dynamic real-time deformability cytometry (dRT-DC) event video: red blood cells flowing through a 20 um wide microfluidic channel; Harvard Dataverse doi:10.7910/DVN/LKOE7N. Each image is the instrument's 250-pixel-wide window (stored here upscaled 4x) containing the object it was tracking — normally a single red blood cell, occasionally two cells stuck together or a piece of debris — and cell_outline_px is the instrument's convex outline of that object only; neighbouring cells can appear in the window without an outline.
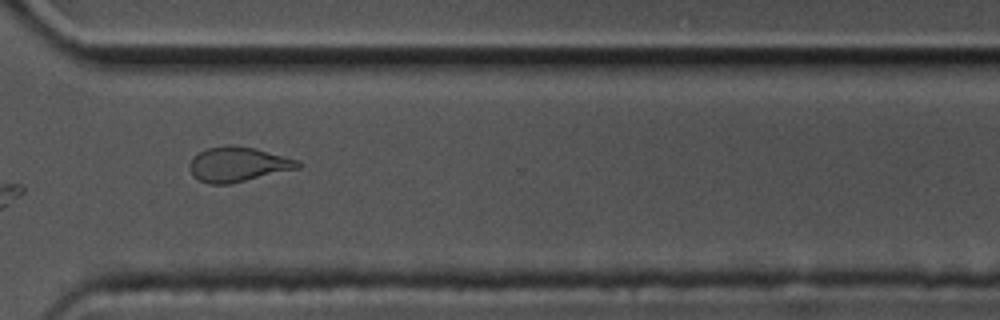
{"species": "common noctule bat (a hibernating species)", "species_latin": "Nyctalus noctula", "temperature_condition": "cold", "stored_images_in_passage": 34, "camera_frame_rate_fps": 3000, "um_per_image_px": 0.085, "animal": {"sex": "male", "body_mass_g": 17.5, "forearm_length_mm": 52.3}, "frame": {"image": 1, "passage_image": 25, "time_ms": 8.0, "image_size_px": [1000, 320], "cell_outline_px": [[304, 164], [300, 168], [228, 184], [208, 184], [192, 176], [188, 168], [192, 156], [208, 148], [228, 144], [232, 144], [256, 148], [300, 160]], "centroid_in_image_um": [20.24, 13.95], "position_along_channel_um": 350.4, "area_um2": 22.25}}